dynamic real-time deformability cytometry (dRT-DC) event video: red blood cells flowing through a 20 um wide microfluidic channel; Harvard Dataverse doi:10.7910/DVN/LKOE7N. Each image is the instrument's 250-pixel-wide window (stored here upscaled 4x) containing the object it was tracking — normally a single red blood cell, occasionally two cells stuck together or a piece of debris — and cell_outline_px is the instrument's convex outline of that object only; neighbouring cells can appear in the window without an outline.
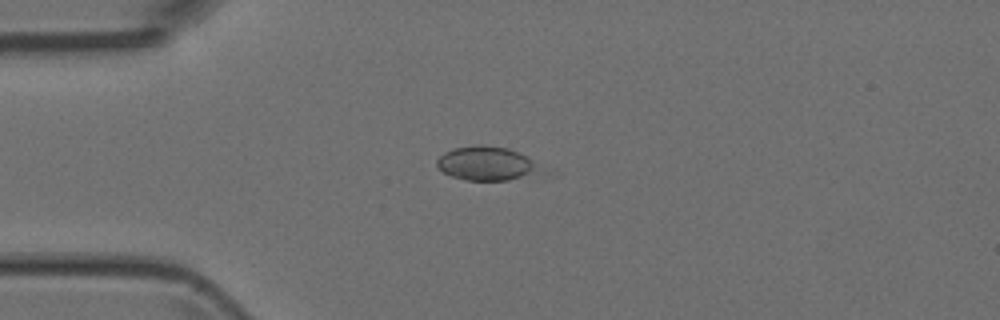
{"species": "Egyptian fruit bat (a non-hibernating species)", "species_latin": "Rousettus aegyptiacus", "temperature_condition": "room temperature", "stored_images_in_passage": 3, "camera_frame_rate_fps": 3000, "um_per_image_px": 0.085, "animal": {"sex": "female"}, "frame": {"image": 1, "passage_image": 3, "time_ms": 2.0, "image_size_px": [1000, 320], "cell_outline_px": [[532, 168], [528, 172], [520, 176], [508, 180], [464, 180], [452, 176], [444, 172], [436, 164], [436, 160], [444, 152], [456, 148], [480, 144], [508, 148], [524, 156], [532, 164]], "centroid_in_image_um": [41.11, 13.87], "position_along_channel_um": 43.9, "area_um2": 19.13}}